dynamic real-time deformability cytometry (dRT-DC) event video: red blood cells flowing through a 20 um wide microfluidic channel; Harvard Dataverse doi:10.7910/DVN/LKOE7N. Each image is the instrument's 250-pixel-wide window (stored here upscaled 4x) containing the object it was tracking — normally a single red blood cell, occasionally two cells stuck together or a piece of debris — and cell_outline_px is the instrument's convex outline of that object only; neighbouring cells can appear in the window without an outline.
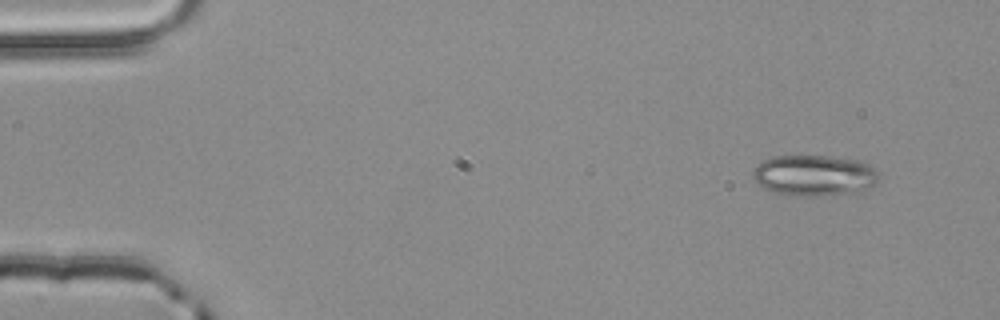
{"species": "common noctule bat (a hibernating species)", "species_latin": "Nyctalus noctula", "temperature_condition": "room temperature", "stored_images_in_passage": 50, "camera_frame_rate_fps": 3000, "um_per_image_px": 0.085, "animal": {"sex": "male", "body_mass_g": 20.4}, "frame": {"image": 1, "passage_image": 1, "time_ms": 0.0, "image_size_px": [1000, 320], "cell_outline_px": [[880, 176], [876, 184], [860, 192], [812, 196], [784, 196], [764, 188], [752, 176], [752, 172], [756, 164], [764, 160], [776, 156], [828, 156], [856, 160], [868, 164]], "centroid_in_image_um": [69.19, 14.92], "position_along_channel_um": 15.8, "area_um2": 30.11}}
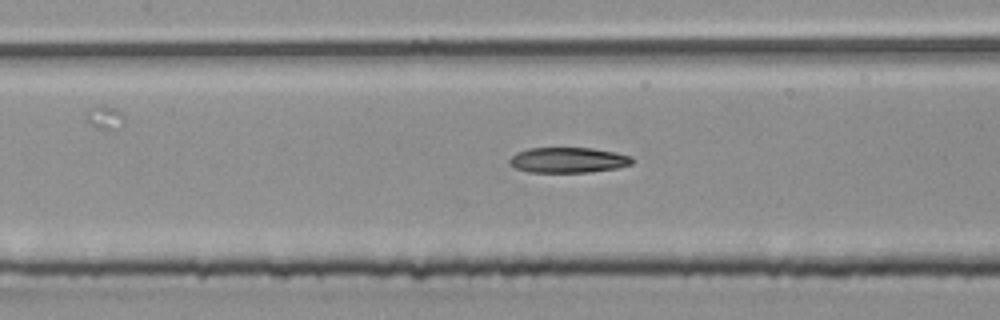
{"frame": {"image": 2, "passage_image": 21, "time_ms": 6.667, "image_size_px": [1000, 320], "cell_outline_px": [[632, 164], [616, 168], [588, 172], [528, 172], [516, 168], [508, 164], [508, 160], [516, 152], [528, 148], [592, 148], [616, 152], [632, 156]], "centroid_in_image_um": [48.27, 13.6], "position_along_channel_um": 159.1, "area_um2": 18.21}}
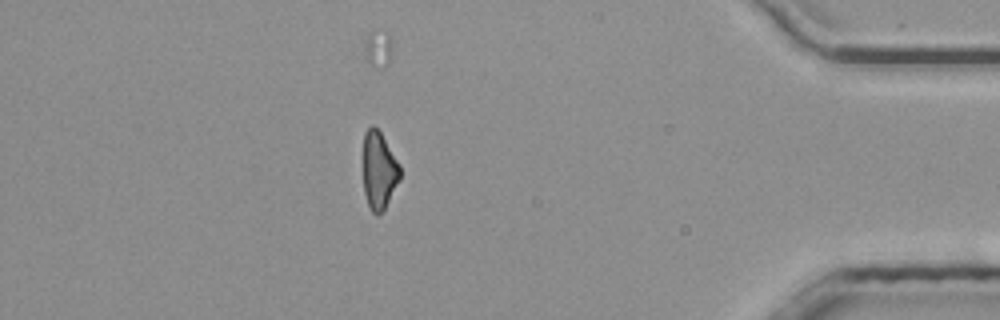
{"frame": {"image": 3, "passage_image": 43, "time_ms": 14.0, "image_size_px": [1000, 320], "cell_outline_px": [[400, 180], [384, 208], [376, 216], [372, 212], [368, 204], [364, 192], [364, 132], [372, 124], [380, 132], [400, 164]], "centroid_in_image_um": [32.22, 14.48], "position_along_channel_um": 403.0, "area_um2": 16.42}}